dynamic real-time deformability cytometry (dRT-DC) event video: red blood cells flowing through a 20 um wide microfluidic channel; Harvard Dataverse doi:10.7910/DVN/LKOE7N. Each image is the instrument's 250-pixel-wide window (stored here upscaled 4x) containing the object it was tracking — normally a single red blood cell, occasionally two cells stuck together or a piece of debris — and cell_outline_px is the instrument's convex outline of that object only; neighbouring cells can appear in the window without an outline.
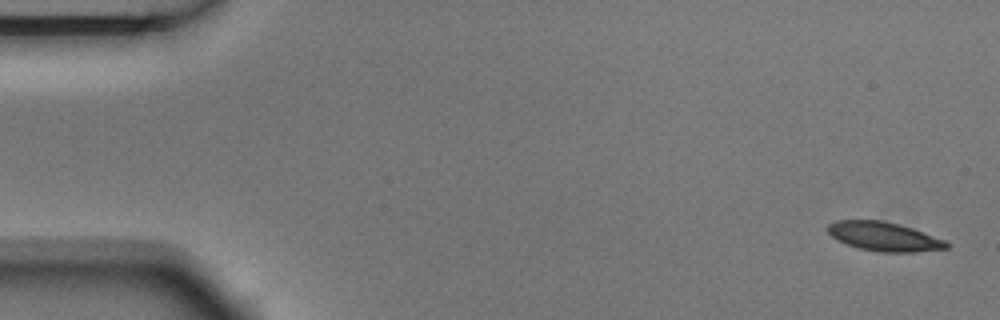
{"species": "Egyptian fruit bat (a non-hibernating species)", "species_latin": "Rousettus aegyptiacus", "temperature_condition": "room temperature", "stored_images_in_passage": 5, "camera_frame_rate_fps": 3000, "um_per_image_px": 0.085, "animal": {"sex": "male"}, "frame": {"image": 1, "passage_image": 1, "time_ms": 0.0, "image_size_px": [1000, 320], "cell_outline_px": [[948, 248], [916, 252], [880, 252], [860, 248], [836, 240], [828, 232], [828, 224], [836, 220], [880, 220], [900, 224], [912, 228], [944, 240], [948, 244]], "centroid_in_image_um": [75.12, 20.1], "position_along_channel_um": 9.9, "area_um2": 19.88}}
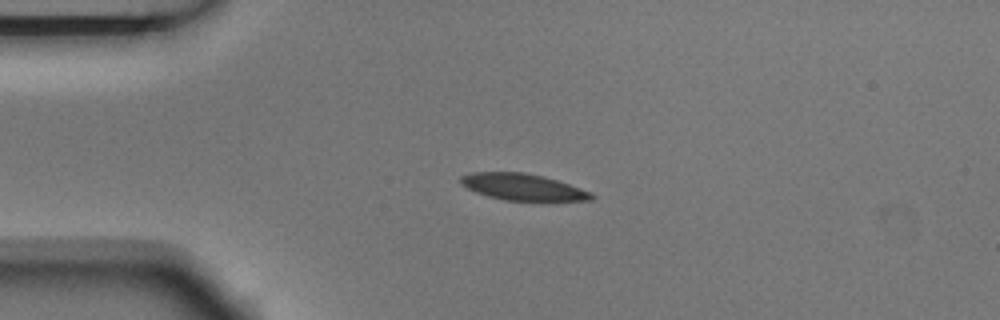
{"frame": {"image": 2, "passage_image": 4, "time_ms": 1.0, "image_size_px": [1000, 320], "cell_outline_px": [[596, 196], [592, 200], [504, 200], [488, 196], [476, 192], [460, 184], [460, 176], [468, 172], [524, 172], [544, 176], [592, 192]], "centroid_in_image_um": [44.4, 15.88], "position_along_channel_um": 40.6, "area_um2": 20.11}}